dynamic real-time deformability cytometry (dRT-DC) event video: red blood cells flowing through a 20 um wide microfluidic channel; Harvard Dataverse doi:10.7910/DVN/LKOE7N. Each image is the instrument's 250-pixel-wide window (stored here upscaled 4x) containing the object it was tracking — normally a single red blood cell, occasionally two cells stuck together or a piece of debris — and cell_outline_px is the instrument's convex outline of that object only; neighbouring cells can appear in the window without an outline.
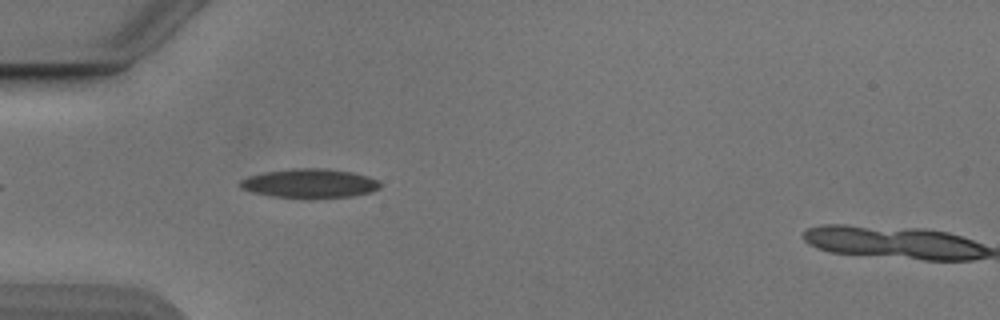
{"species": "Egyptian fruit bat (a non-hibernating species)", "species_latin": "Rousettus aegyptiacus", "temperature_condition": "cold", "stored_images_in_passage": 5, "camera_frame_rate_fps": 3000, "um_per_image_px": 0.085, "animal": {"sex": "male"}, "frame": {"image": 1, "passage_image": 4, "time_ms": 1.0, "image_size_px": [1000, 320], "cell_outline_px": [[380, 188], [368, 192], [352, 196], [312, 200], [304, 200], [272, 196], [252, 192], [240, 188], [240, 180], [248, 176], [264, 172], [292, 168], [328, 168], [352, 172], [368, 176], [376, 180], [380, 184]], "centroid_in_image_um": [26.29, 15.61], "position_along_channel_um": 58.7, "area_um2": 24.33}}